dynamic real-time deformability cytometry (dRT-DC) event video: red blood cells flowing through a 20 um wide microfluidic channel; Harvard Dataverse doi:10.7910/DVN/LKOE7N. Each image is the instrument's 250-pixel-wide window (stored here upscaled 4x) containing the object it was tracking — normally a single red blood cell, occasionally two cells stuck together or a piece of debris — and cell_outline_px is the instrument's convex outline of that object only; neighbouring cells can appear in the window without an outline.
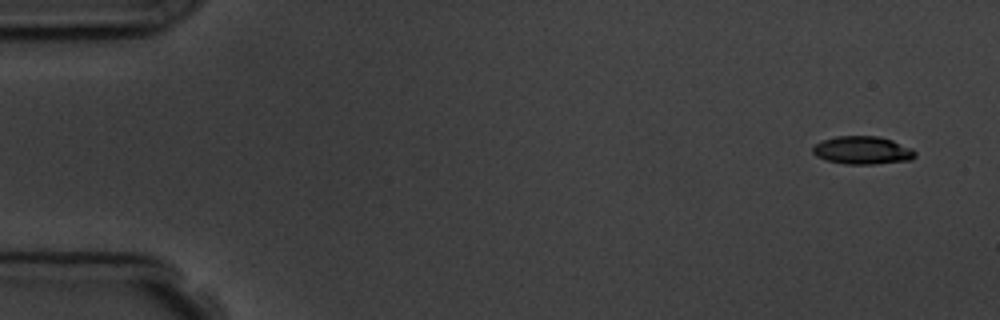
{"species": "common noctule bat (a hibernating species)", "species_latin": "Nyctalus noctula", "temperature_condition": "room temperature", "stored_images_in_passage": 5, "camera_frame_rate_fps": 3000, "um_per_image_px": 0.085, "animal": {"sex": "male", "body_mass_g": 19.5, "forearm_length_mm": 54.6}, "frame": {"image": 1, "passage_image": 1, "time_ms": 0.0, "image_size_px": [1000, 320], "cell_outline_px": [[916, 156], [912, 160], [872, 164], [844, 164], [824, 160], [816, 156], [812, 152], [812, 148], [816, 144], [824, 140], [836, 136], [880, 136], [892, 140], [912, 148], [916, 152]], "centroid_in_image_um": [73.32, 12.78], "position_along_channel_um": 11.7, "area_um2": 16.82}}
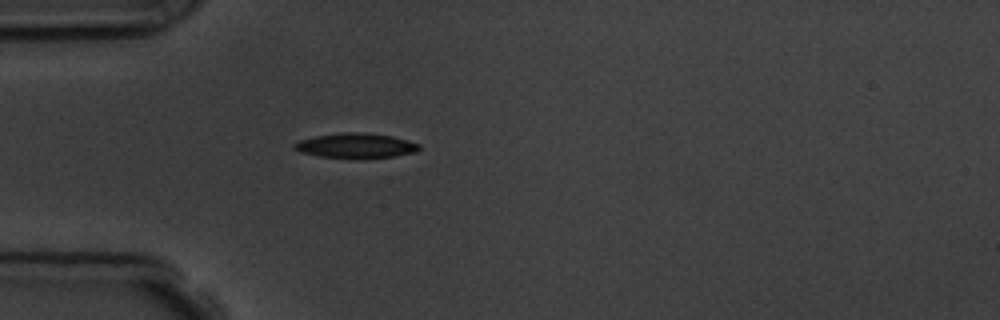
{"frame": {"image": 2, "passage_image": 5, "time_ms": 4.333, "image_size_px": [1000, 320], "cell_outline_px": [[420, 148], [416, 152], [396, 156], [320, 156], [300, 152], [292, 148], [292, 144], [300, 140], [316, 136], [340, 132], [364, 132], [392, 136], [408, 140], [420, 144]], "centroid_in_image_um": [30.24, 12.34], "position_along_channel_um": 54.8, "area_um2": 17.51}}